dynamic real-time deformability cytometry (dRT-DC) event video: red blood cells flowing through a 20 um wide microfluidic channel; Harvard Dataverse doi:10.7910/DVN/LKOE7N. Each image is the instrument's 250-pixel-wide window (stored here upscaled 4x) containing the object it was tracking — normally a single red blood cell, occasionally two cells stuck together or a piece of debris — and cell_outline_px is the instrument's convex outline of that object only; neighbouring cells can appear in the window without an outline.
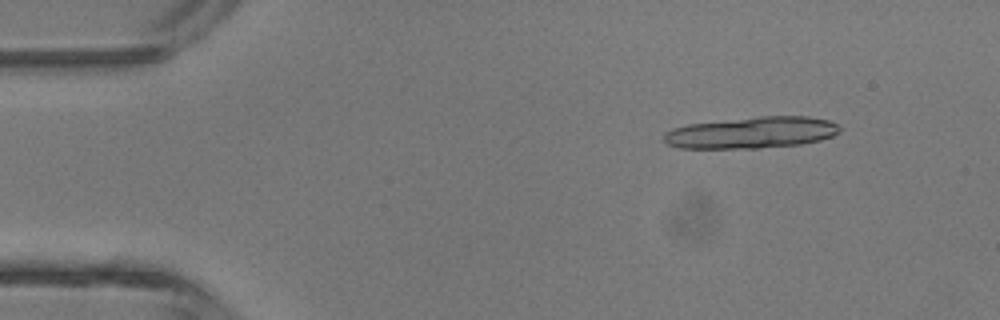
{"species": "common noctule bat (a hibernating species)", "species_latin": "Nyctalus noctula", "temperature_condition": "room temperature", "stored_images_in_passage": 4, "camera_frame_rate_fps": 3000, "um_per_image_px": 0.085, "animal": {"sex": "male", "body_mass_g": 13.3}, "frame": {"image": 1, "passage_image": 2, "time_ms": 1.333, "image_size_px": [1000, 320], "cell_outline_px": [[840, 132], [832, 136], [820, 140], [800, 144], [756, 148], [680, 148], [668, 144], [664, 140], [664, 132], [672, 128], [688, 124], [760, 116], [808, 116], [828, 120], [836, 124], [840, 128]], "centroid_in_image_um": [63.88, 11.27], "position_along_channel_um": 21.1, "area_um2": 32.19}}
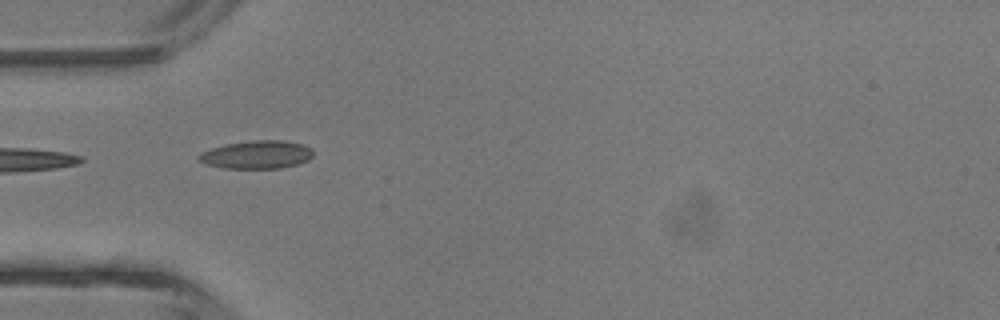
{"frame": {"image": 2, "passage_image": 4, "time_ms": 4.333, "image_size_px": [1000, 320], "cell_outline_px": [[312, 156], [308, 160], [300, 164], [280, 168], [224, 168], [208, 164], [200, 160], [196, 156], [200, 152], [224, 144], [252, 140], [284, 140], [304, 144], [312, 148]], "centroid_in_image_um": [21.85, 13.13], "position_along_channel_um": 63.1, "area_um2": 18.84}}